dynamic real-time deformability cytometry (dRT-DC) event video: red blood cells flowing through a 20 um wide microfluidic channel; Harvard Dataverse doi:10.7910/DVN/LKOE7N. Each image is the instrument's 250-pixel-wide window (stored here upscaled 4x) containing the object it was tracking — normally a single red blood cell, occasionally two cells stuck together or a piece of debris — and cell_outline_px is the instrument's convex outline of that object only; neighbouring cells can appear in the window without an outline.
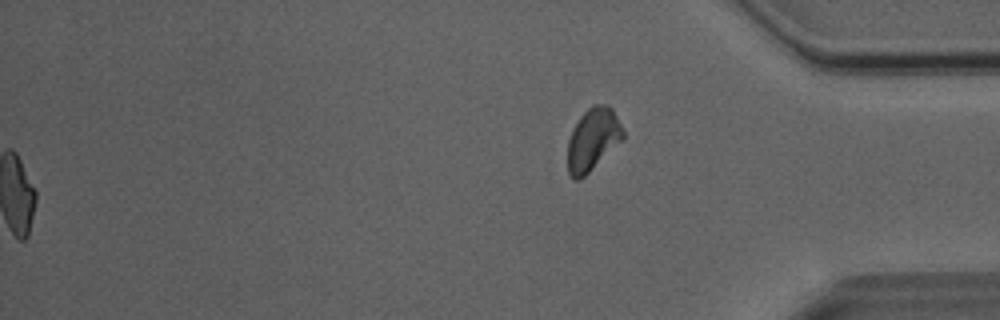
{"species": "Egyptian fruit bat (a non-hibernating species)", "species_latin": "Rousettus aegyptiacus", "temperature_condition": "room temperature", "stored_images_in_passage": 51, "segment_of_instrument_passage": [2, 2], "camera_frame_rate_fps": 3000, "um_per_image_px": 0.085, "animal": {"sex": "male"}, "frame": {"image": 1, "passage_image": 51, "time_ms": 16.667, "image_size_px": [1000, 320], "cell_outline_px": [[624, 136], [580, 180], [572, 180], [568, 172], [568, 140], [572, 128], [580, 116], [592, 104], [608, 104], [612, 108], [624, 132]], "centroid_in_image_um": [50.34, 11.82], "position_along_channel_um": 384.9, "area_um2": 19.77}}